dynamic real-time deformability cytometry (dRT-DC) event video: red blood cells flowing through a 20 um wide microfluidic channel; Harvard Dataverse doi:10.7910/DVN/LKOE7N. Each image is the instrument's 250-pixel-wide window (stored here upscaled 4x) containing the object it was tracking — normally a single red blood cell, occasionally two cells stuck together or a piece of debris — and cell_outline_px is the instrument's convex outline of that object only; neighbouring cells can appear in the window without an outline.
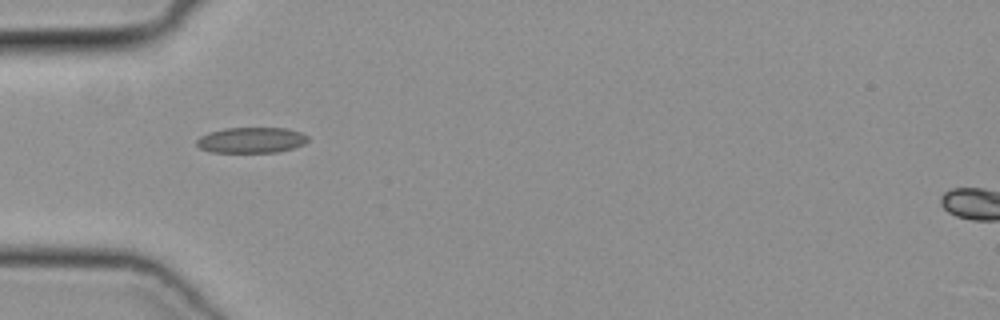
{"species": "common noctule bat (a hibernating species)", "species_latin": "Nyctalus noctula", "temperature_condition": "cold", "stored_images_in_passage": 35, "camera_frame_rate_fps": 3000, "um_per_image_px": 0.085, "animal": {"sex": "female", "body_mass_g": 19.3, "forearm_length_mm": 54.1}, "frame": {"image": 1, "passage_image": 1, "time_ms": 0.0, "image_size_px": [1000, 320], "cell_outline_px": [[308, 140], [304, 144], [280, 152], [212, 152], [200, 148], [196, 144], [196, 140], [200, 136], [208, 132], [224, 128], [288, 128], [300, 132], [308, 136]], "centroid_in_image_um": [21.35, 11.9], "position_along_channel_um": 63.6, "area_um2": 16.7}}
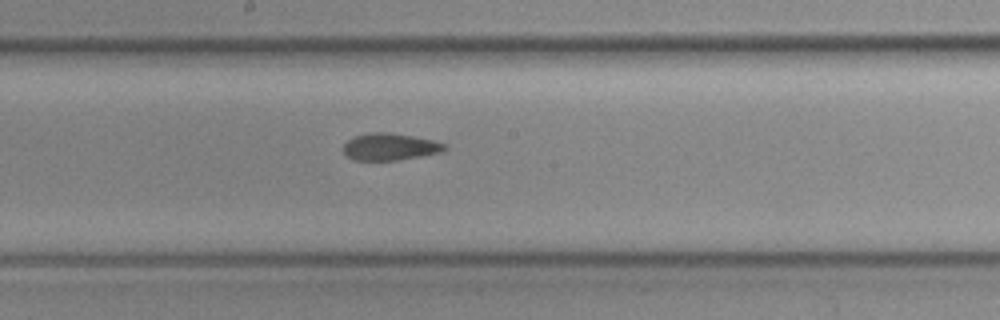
{"frame": {"image": 2, "passage_image": 12, "time_ms": 3.667, "image_size_px": [1000, 320], "cell_outline_px": [[448, 148], [440, 152], [420, 156], [396, 160], [356, 160], [348, 156], [344, 152], [344, 144], [348, 140], [356, 136], [372, 132], [388, 132], [412, 136], [432, 140], [444, 144]], "centroid_in_image_um": [33.14, 12.47], "position_along_channel_um": 215.1, "area_um2": 15.61}}
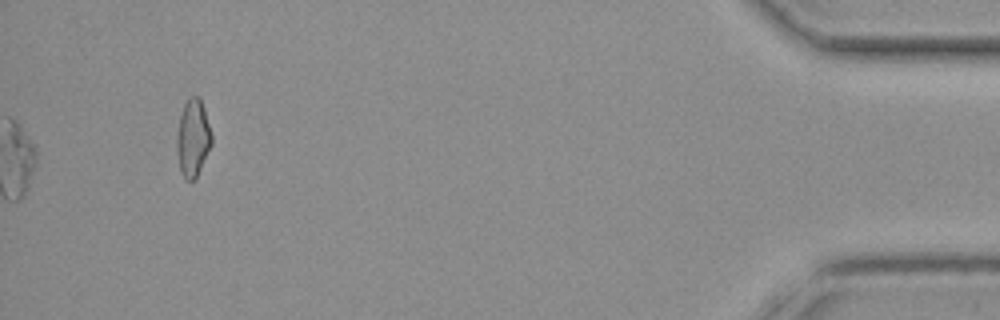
{"frame": {"image": 3, "passage_image": 32, "time_ms": 10.333, "image_size_px": [1000, 320], "cell_outline_px": [[212, 144], [196, 180], [188, 180], [184, 176], [180, 168], [176, 148], [176, 140], [180, 116], [184, 104], [192, 96], [196, 96], [200, 100], [204, 108], [212, 136]], "centroid_in_image_um": [16.41, 11.77], "position_along_channel_um": 418.8, "area_um2": 15.49}}